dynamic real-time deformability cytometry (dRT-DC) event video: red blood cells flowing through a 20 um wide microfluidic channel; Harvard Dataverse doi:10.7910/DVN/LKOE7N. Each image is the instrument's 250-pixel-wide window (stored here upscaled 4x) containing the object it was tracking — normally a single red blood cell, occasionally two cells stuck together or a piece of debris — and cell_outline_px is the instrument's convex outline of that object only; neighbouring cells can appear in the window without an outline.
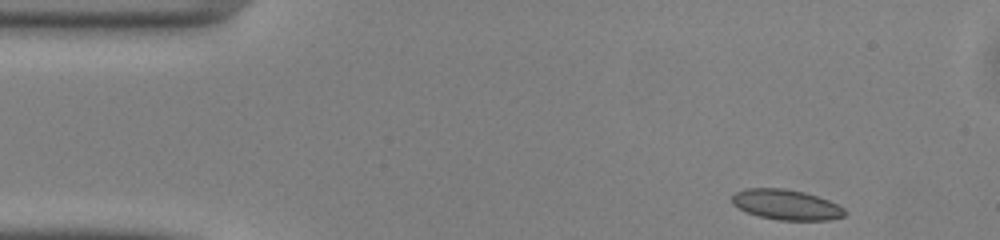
{"species": "common noctule bat (a hibernating species)", "species_latin": "Nyctalus noctula", "temperature_condition": "warm", "stored_images_in_passage": 45, "camera_frame_rate_fps": 3000, "um_per_image_px": 0.085, "animal": {"sex": "male", "body_mass_g": 13.0, "forearm_length_mm": 53.1}, "frame": {"image": 1, "passage_image": 1, "time_ms": 0.0, "image_size_px": [1000, 240], "cell_outline_px": [[848, 212], [844, 216], [828, 220], [780, 220], [760, 216], [748, 212], [732, 204], [732, 196], [736, 192], [744, 188], [784, 188], [804, 192], [828, 200], [844, 208]], "centroid_in_image_um": [66.84, 17.39], "position_along_channel_um": 18.2, "area_um2": 19.77}}
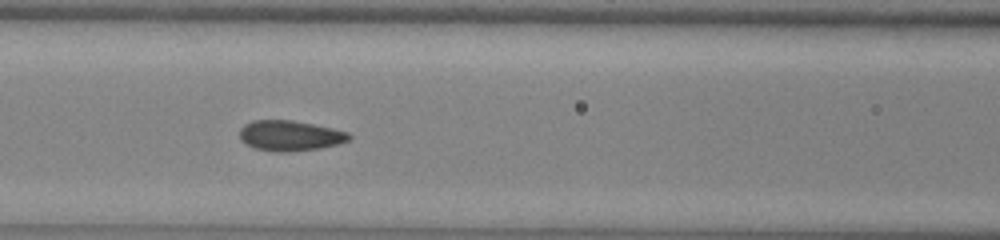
{"frame": {"image": 2, "passage_image": 16, "time_ms": 5.0, "image_size_px": [1000, 240], "cell_outline_px": [[352, 136], [348, 140], [336, 144], [320, 148], [288, 152], [280, 152], [252, 148], [244, 144], [240, 140], [240, 128], [244, 124], [252, 120], [292, 120], [332, 128], [348, 132]], "centroid_in_image_um": [24.6, 11.53], "position_along_channel_um": 142.0, "area_um2": 19.42}}
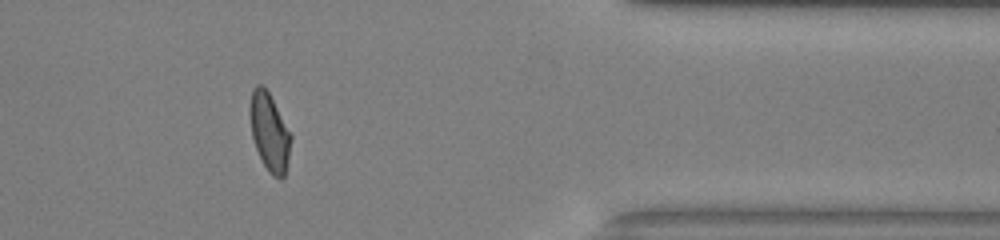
{"frame": {"image": 3, "passage_image": 36, "time_ms": 11.667, "image_size_px": [1000, 240], "cell_outline_px": [[292, 136], [288, 160], [284, 176], [280, 180], [272, 176], [268, 172], [256, 148], [252, 136], [248, 112], [248, 108], [252, 88], [256, 84], [260, 84], [268, 92], [292, 132]], "centroid_in_image_um": [22.9, 11.2], "position_along_channel_um": 388.5, "area_um2": 18.9}, "authors_computed_cell_mechanics": {"area_um2": 19.1318, "velocity_mm_per_s": 4.0983, "shape_relaxation_time_tau1_ms": 4.7006, "shape_relaxation_time_tau2_ms": 0.8463, "deformation_change_tau1": 0.1273, "deformation_change_tau2": 0.0541}}